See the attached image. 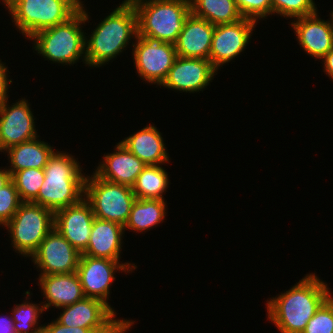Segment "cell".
Masks as SVG:
<instances>
[{"instance_id":"11","label":"cell","mask_w":333,"mask_h":333,"mask_svg":"<svg viewBox=\"0 0 333 333\" xmlns=\"http://www.w3.org/2000/svg\"><path fill=\"white\" fill-rule=\"evenodd\" d=\"M257 24L254 20L242 18L233 23L215 25L209 60L217 71L244 53Z\"/></svg>"},{"instance_id":"12","label":"cell","mask_w":333,"mask_h":333,"mask_svg":"<svg viewBox=\"0 0 333 333\" xmlns=\"http://www.w3.org/2000/svg\"><path fill=\"white\" fill-rule=\"evenodd\" d=\"M28 101L21 97L14 103L6 100L0 104V154L11 146L40 136L32 103Z\"/></svg>"},{"instance_id":"27","label":"cell","mask_w":333,"mask_h":333,"mask_svg":"<svg viewBox=\"0 0 333 333\" xmlns=\"http://www.w3.org/2000/svg\"><path fill=\"white\" fill-rule=\"evenodd\" d=\"M23 294L26 299L21 304H15L10 312L15 333H41L43 324L40 323V318L43 317L41 316L43 312L45 314L42 302H32L31 295L33 296L34 293L31 290H26Z\"/></svg>"},{"instance_id":"35","label":"cell","mask_w":333,"mask_h":333,"mask_svg":"<svg viewBox=\"0 0 333 333\" xmlns=\"http://www.w3.org/2000/svg\"><path fill=\"white\" fill-rule=\"evenodd\" d=\"M9 67L0 59V104L8 100L9 88H11L13 79L10 77ZM10 78V79H9Z\"/></svg>"},{"instance_id":"37","label":"cell","mask_w":333,"mask_h":333,"mask_svg":"<svg viewBox=\"0 0 333 333\" xmlns=\"http://www.w3.org/2000/svg\"><path fill=\"white\" fill-rule=\"evenodd\" d=\"M0 333H15L14 330V321L11 317V314L4 315L1 313L0 315Z\"/></svg>"},{"instance_id":"4","label":"cell","mask_w":333,"mask_h":333,"mask_svg":"<svg viewBox=\"0 0 333 333\" xmlns=\"http://www.w3.org/2000/svg\"><path fill=\"white\" fill-rule=\"evenodd\" d=\"M78 159L57 149L43 168L45 178L32 203L55 212L80 202L85 195L87 174Z\"/></svg>"},{"instance_id":"9","label":"cell","mask_w":333,"mask_h":333,"mask_svg":"<svg viewBox=\"0 0 333 333\" xmlns=\"http://www.w3.org/2000/svg\"><path fill=\"white\" fill-rule=\"evenodd\" d=\"M135 264L131 261L93 258L81 254L76 273L82 285L84 296L104 302L117 314L115 307L108 302L111 298L112 283L116 281L115 273H134V270L138 268Z\"/></svg>"},{"instance_id":"2","label":"cell","mask_w":333,"mask_h":333,"mask_svg":"<svg viewBox=\"0 0 333 333\" xmlns=\"http://www.w3.org/2000/svg\"><path fill=\"white\" fill-rule=\"evenodd\" d=\"M108 12L90 34L85 33L87 68L100 69L101 66L109 65L127 48H132L138 35L137 13L129 0H122L115 9Z\"/></svg>"},{"instance_id":"28","label":"cell","mask_w":333,"mask_h":333,"mask_svg":"<svg viewBox=\"0 0 333 333\" xmlns=\"http://www.w3.org/2000/svg\"><path fill=\"white\" fill-rule=\"evenodd\" d=\"M44 178V170L37 168L22 169L11 175L22 202H33L37 198Z\"/></svg>"},{"instance_id":"24","label":"cell","mask_w":333,"mask_h":333,"mask_svg":"<svg viewBox=\"0 0 333 333\" xmlns=\"http://www.w3.org/2000/svg\"><path fill=\"white\" fill-rule=\"evenodd\" d=\"M167 200L136 199L132 205L128 220L124 225L126 230L143 233L158 227L168 214Z\"/></svg>"},{"instance_id":"5","label":"cell","mask_w":333,"mask_h":333,"mask_svg":"<svg viewBox=\"0 0 333 333\" xmlns=\"http://www.w3.org/2000/svg\"><path fill=\"white\" fill-rule=\"evenodd\" d=\"M137 13L138 35L175 43L191 13L190 0H129Z\"/></svg>"},{"instance_id":"20","label":"cell","mask_w":333,"mask_h":333,"mask_svg":"<svg viewBox=\"0 0 333 333\" xmlns=\"http://www.w3.org/2000/svg\"><path fill=\"white\" fill-rule=\"evenodd\" d=\"M215 25L190 13L174 43L177 56L209 59Z\"/></svg>"},{"instance_id":"36","label":"cell","mask_w":333,"mask_h":333,"mask_svg":"<svg viewBox=\"0 0 333 333\" xmlns=\"http://www.w3.org/2000/svg\"><path fill=\"white\" fill-rule=\"evenodd\" d=\"M320 63L323 65L324 74L333 82V48L321 59Z\"/></svg>"},{"instance_id":"34","label":"cell","mask_w":333,"mask_h":333,"mask_svg":"<svg viewBox=\"0 0 333 333\" xmlns=\"http://www.w3.org/2000/svg\"><path fill=\"white\" fill-rule=\"evenodd\" d=\"M93 330L81 327H67L60 324L56 319L50 323H44L41 333H92Z\"/></svg>"},{"instance_id":"23","label":"cell","mask_w":333,"mask_h":333,"mask_svg":"<svg viewBox=\"0 0 333 333\" xmlns=\"http://www.w3.org/2000/svg\"><path fill=\"white\" fill-rule=\"evenodd\" d=\"M40 137L11 146L3 152L5 156L7 155L9 163L6 167L11 175L22 169H43L46 166L56 148L54 149V146L44 139H39Z\"/></svg>"},{"instance_id":"25","label":"cell","mask_w":333,"mask_h":333,"mask_svg":"<svg viewBox=\"0 0 333 333\" xmlns=\"http://www.w3.org/2000/svg\"><path fill=\"white\" fill-rule=\"evenodd\" d=\"M165 168L162 165H146L132 186L136 199L166 200L164 193L170 187V175Z\"/></svg>"},{"instance_id":"21","label":"cell","mask_w":333,"mask_h":333,"mask_svg":"<svg viewBox=\"0 0 333 333\" xmlns=\"http://www.w3.org/2000/svg\"><path fill=\"white\" fill-rule=\"evenodd\" d=\"M162 136L156 125L150 123L120 142L146 165L166 166L171 158Z\"/></svg>"},{"instance_id":"13","label":"cell","mask_w":333,"mask_h":333,"mask_svg":"<svg viewBox=\"0 0 333 333\" xmlns=\"http://www.w3.org/2000/svg\"><path fill=\"white\" fill-rule=\"evenodd\" d=\"M81 253L55 228L40 243L30 257L38 275L68 274L76 272Z\"/></svg>"},{"instance_id":"38","label":"cell","mask_w":333,"mask_h":333,"mask_svg":"<svg viewBox=\"0 0 333 333\" xmlns=\"http://www.w3.org/2000/svg\"><path fill=\"white\" fill-rule=\"evenodd\" d=\"M11 181V173L7 167H0V189Z\"/></svg>"},{"instance_id":"31","label":"cell","mask_w":333,"mask_h":333,"mask_svg":"<svg viewBox=\"0 0 333 333\" xmlns=\"http://www.w3.org/2000/svg\"><path fill=\"white\" fill-rule=\"evenodd\" d=\"M22 203L12 180L0 189V227L11 220Z\"/></svg>"},{"instance_id":"30","label":"cell","mask_w":333,"mask_h":333,"mask_svg":"<svg viewBox=\"0 0 333 333\" xmlns=\"http://www.w3.org/2000/svg\"><path fill=\"white\" fill-rule=\"evenodd\" d=\"M333 332V295H331L308 321L302 333Z\"/></svg>"},{"instance_id":"8","label":"cell","mask_w":333,"mask_h":333,"mask_svg":"<svg viewBox=\"0 0 333 333\" xmlns=\"http://www.w3.org/2000/svg\"><path fill=\"white\" fill-rule=\"evenodd\" d=\"M84 198L91 204L96 218L124 227L136 196L132 187L108 182L94 172L86 175Z\"/></svg>"},{"instance_id":"19","label":"cell","mask_w":333,"mask_h":333,"mask_svg":"<svg viewBox=\"0 0 333 333\" xmlns=\"http://www.w3.org/2000/svg\"><path fill=\"white\" fill-rule=\"evenodd\" d=\"M60 315L55 318L67 327H81L98 330L107 325L117 314L104 302L84 297L72 305L59 308Z\"/></svg>"},{"instance_id":"6","label":"cell","mask_w":333,"mask_h":333,"mask_svg":"<svg viewBox=\"0 0 333 333\" xmlns=\"http://www.w3.org/2000/svg\"><path fill=\"white\" fill-rule=\"evenodd\" d=\"M82 0H15L6 10L15 30L29 39L40 30L68 21L81 8Z\"/></svg>"},{"instance_id":"14","label":"cell","mask_w":333,"mask_h":333,"mask_svg":"<svg viewBox=\"0 0 333 333\" xmlns=\"http://www.w3.org/2000/svg\"><path fill=\"white\" fill-rule=\"evenodd\" d=\"M218 73L209 59L177 56L159 88L179 93H203Z\"/></svg>"},{"instance_id":"17","label":"cell","mask_w":333,"mask_h":333,"mask_svg":"<svg viewBox=\"0 0 333 333\" xmlns=\"http://www.w3.org/2000/svg\"><path fill=\"white\" fill-rule=\"evenodd\" d=\"M113 148L114 152L104 153L93 172L108 182L132 187L146 164L120 141Z\"/></svg>"},{"instance_id":"16","label":"cell","mask_w":333,"mask_h":333,"mask_svg":"<svg viewBox=\"0 0 333 333\" xmlns=\"http://www.w3.org/2000/svg\"><path fill=\"white\" fill-rule=\"evenodd\" d=\"M94 219L91 204L83 198L77 204L54 212V228L82 254L87 248Z\"/></svg>"},{"instance_id":"3","label":"cell","mask_w":333,"mask_h":333,"mask_svg":"<svg viewBox=\"0 0 333 333\" xmlns=\"http://www.w3.org/2000/svg\"><path fill=\"white\" fill-rule=\"evenodd\" d=\"M84 3L85 0L80 10L68 21L40 30L30 37L28 40L33 44V52L51 64L68 67L82 62L86 67L84 26L92 19Z\"/></svg>"},{"instance_id":"15","label":"cell","mask_w":333,"mask_h":333,"mask_svg":"<svg viewBox=\"0 0 333 333\" xmlns=\"http://www.w3.org/2000/svg\"><path fill=\"white\" fill-rule=\"evenodd\" d=\"M319 14L295 18L289 25L300 49L320 61L333 48V10L329 13L330 20L320 18Z\"/></svg>"},{"instance_id":"10","label":"cell","mask_w":333,"mask_h":333,"mask_svg":"<svg viewBox=\"0 0 333 333\" xmlns=\"http://www.w3.org/2000/svg\"><path fill=\"white\" fill-rule=\"evenodd\" d=\"M136 74L145 84L159 87L177 57L173 43L151 40L137 35L132 46Z\"/></svg>"},{"instance_id":"32","label":"cell","mask_w":333,"mask_h":333,"mask_svg":"<svg viewBox=\"0 0 333 333\" xmlns=\"http://www.w3.org/2000/svg\"><path fill=\"white\" fill-rule=\"evenodd\" d=\"M243 18L258 21L272 16L271 0H234ZM268 17V18H267Z\"/></svg>"},{"instance_id":"1","label":"cell","mask_w":333,"mask_h":333,"mask_svg":"<svg viewBox=\"0 0 333 333\" xmlns=\"http://www.w3.org/2000/svg\"><path fill=\"white\" fill-rule=\"evenodd\" d=\"M316 273H307L288 290L266 300V319L280 333H302L308 321L333 294Z\"/></svg>"},{"instance_id":"7","label":"cell","mask_w":333,"mask_h":333,"mask_svg":"<svg viewBox=\"0 0 333 333\" xmlns=\"http://www.w3.org/2000/svg\"><path fill=\"white\" fill-rule=\"evenodd\" d=\"M4 228L13 251L29 259L54 228V212L32 202H23Z\"/></svg>"},{"instance_id":"39","label":"cell","mask_w":333,"mask_h":333,"mask_svg":"<svg viewBox=\"0 0 333 333\" xmlns=\"http://www.w3.org/2000/svg\"><path fill=\"white\" fill-rule=\"evenodd\" d=\"M15 0H0L1 5H4V8L7 9Z\"/></svg>"},{"instance_id":"22","label":"cell","mask_w":333,"mask_h":333,"mask_svg":"<svg viewBox=\"0 0 333 333\" xmlns=\"http://www.w3.org/2000/svg\"><path fill=\"white\" fill-rule=\"evenodd\" d=\"M125 235L122 225L95 217L87 248L82 255L120 261Z\"/></svg>"},{"instance_id":"26","label":"cell","mask_w":333,"mask_h":333,"mask_svg":"<svg viewBox=\"0 0 333 333\" xmlns=\"http://www.w3.org/2000/svg\"><path fill=\"white\" fill-rule=\"evenodd\" d=\"M190 10L213 25L233 23L243 18L234 0H190Z\"/></svg>"},{"instance_id":"29","label":"cell","mask_w":333,"mask_h":333,"mask_svg":"<svg viewBox=\"0 0 333 333\" xmlns=\"http://www.w3.org/2000/svg\"><path fill=\"white\" fill-rule=\"evenodd\" d=\"M272 16L287 18L293 20L295 18L309 16L318 11V4L315 0H271Z\"/></svg>"},{"instance_id":"18","label":"cell","mask_w":333,"mask_h":333,"mask_svg":"<svg viewBox=\"0 0 333 333\" xmlns=\"http://www.w3.org/2000/svg\"><path fill=\"white\" fill-rule=\"evenodd\" d=\"M37 285L43 297L45 312L50 308H62L82 300L85 296L76 272L68 274L39 275Z\"/></svg>"},{"instance_id":"33","label":"cell","mask_w":333,"mask_h":333,"mask_svg":"<svg viewBox=\"0 0 333 333\" xmlns=\"http://www.w3.org/2000/svg\"><path fill=\"white\" fill-rule=\"evenodd\" d=\"M117 315L104 327L92 331V333H128V331H131L130 328L134 326L136 320L127 318L122 319H116Z\"/></svg>"}]
</instances>
